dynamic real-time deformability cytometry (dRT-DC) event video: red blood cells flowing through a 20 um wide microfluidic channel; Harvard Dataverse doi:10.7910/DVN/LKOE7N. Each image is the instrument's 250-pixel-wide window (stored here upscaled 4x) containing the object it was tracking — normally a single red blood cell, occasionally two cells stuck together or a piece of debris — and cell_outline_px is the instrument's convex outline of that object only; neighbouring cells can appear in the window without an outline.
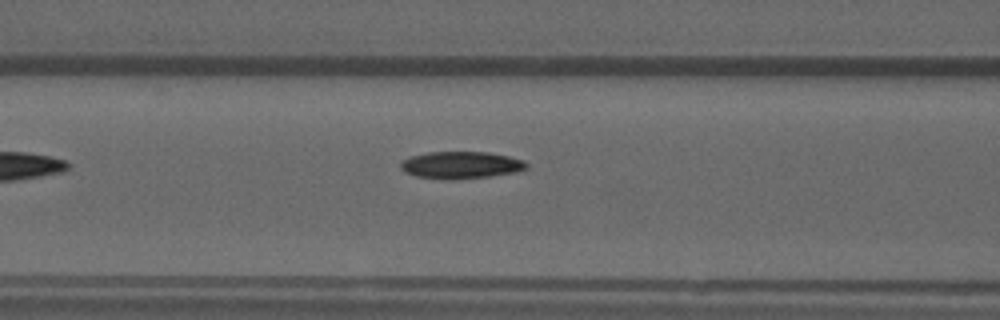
{"species": "common noctule bat (a hibernating species)", "species_latin": "Nyctalus noctula", "temperature_condition": "warm", "stored_images_in_passage": 33, "camera_frame_rate_fps": 3000, "um_per_image_px": 0.085, "animal": {"sex": "male", "forearm_length_mm": 52.5}, "frame": {"image": 1, "passage_image": 7, "time_ms": 2.0, "image_size_px": [1000, 320], "cell_outline_px": [[528, 168], [516, 172], [488, 176], [452, 180], [448, 180], [416, 176], [404, 172], [400, 168], [400, 164], [404, 160], [412, 156], [428, 152], [488, 152], [508, 156], [524, 160], [528, 164]], "centroid_in_image_um": [39.19, 14.03], "position_along_channel_um": 127.4, "area_um2": 19.88}}
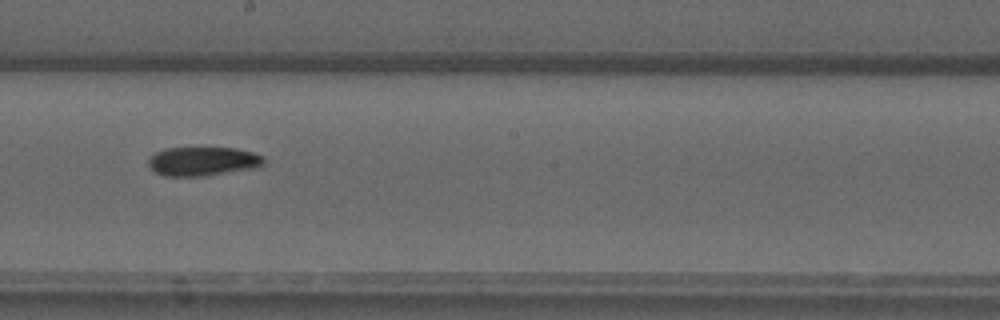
{"frame": {"image": 2, "passage_image": 15, "time_ms": 4.667, "image_size_px": [1000, 320], "cell_outline_px": [[264, 164], [260, 168], [208, 176], [164, 176], [156, 172], [148, 164], [148, 160], [156, 152], [168, 148], [236, 148], [252, 152], [264, 156]], "centroid_in_image_um": [17.32, 13.73], "position_along_channel_um": 230.9, "area_um2": 19.71}}
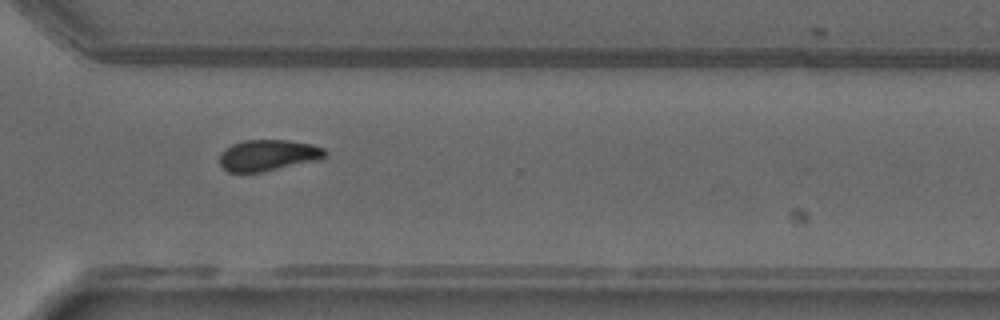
{"frame": {"image": 3, "passage_image": 24, "time_ms": 7.667, "image_size_px": [1000, 320], "cell_outline_px": [[328, 156], [324, 160], [260, 172], [228, 172], [220, 164], [220, 152], [232, 144], [244, 140], [284, 140], [312, 144], [324, 148], [328, 152]], "centroid_in_image_um": [22.86, 13.2], "position_along_channel_um": 347.7, "area_um2": 19.48}}